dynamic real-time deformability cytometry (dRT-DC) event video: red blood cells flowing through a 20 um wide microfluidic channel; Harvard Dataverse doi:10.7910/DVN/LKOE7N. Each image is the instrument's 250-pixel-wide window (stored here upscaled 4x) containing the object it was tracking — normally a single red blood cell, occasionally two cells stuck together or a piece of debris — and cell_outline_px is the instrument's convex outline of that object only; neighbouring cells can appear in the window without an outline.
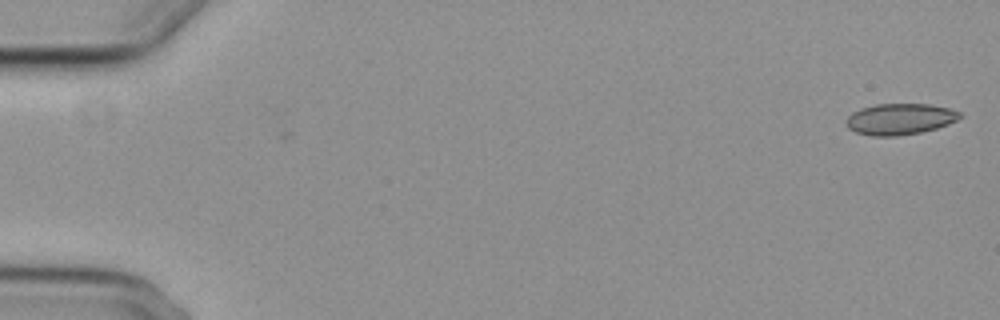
{"species": "common noctule bat (a hibernating species)", "species_latin": "Nyctalus noctula", "temperature_condition": "cold", "stored_images_in_passage": 56, "camera_frame_rate_fps": 3000, "um_per_image_px": 0.085, "animal": {"sex": "female", "body_mass_g": 29.2, "forearm_length_mm": 56.3}, "frame": {"image": 1, "passage_image": 1, "time_ms": 0.0, "image_size_px": [1000, 320], "cell_outline_px": [[964, 116], [948, 124], [936, 128], [920, 132], [896, 136], [872, 136], [856, 132], [848, 128], [848, 116], [852, 112], [860, 108], [876, 104], [928, 104], [948, 108], [960, 112]], "centroid_in_image_um": [76.5, 10.11], "position_along_channel_um": 8.5, "area_um2": 20.52}}
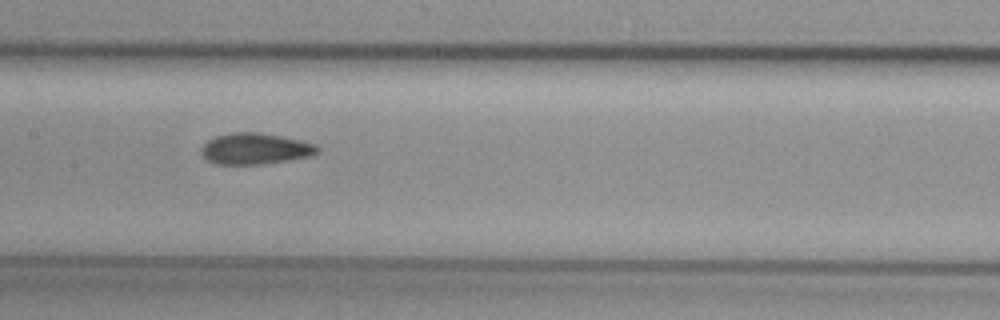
{"frame": {"image": 2, "passage_image": 28, "time_ms": 9.0, "image_size_px": [1000, 320], "cell_outline_px": [[320, 152], [312, 156], [288, 160], [260, 164], [216, 164], [208, 160], [200, 152], [200, 148], [208, 140], [216, 136], [232, 132], [260, 132], [300, 140], [316, 144], [320, 148]], "centroid_in_image_um": [21.71, 12.63], "position_along_channel_um": 185.7, "area_um2": 21.15}}
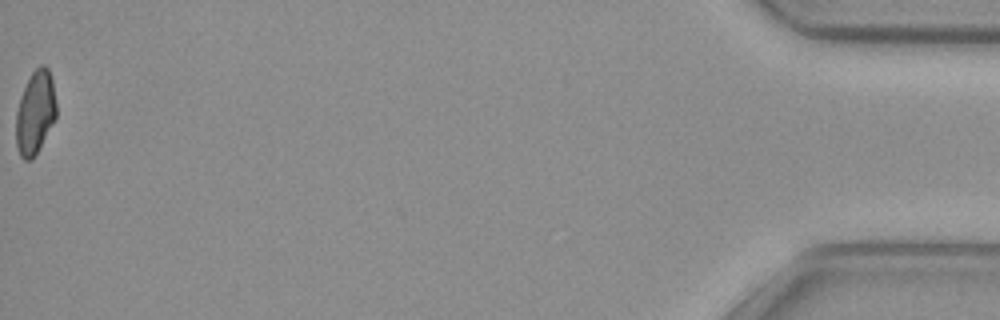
{"frame": {"image": 3, "passage_image": 56, "time_ms": 18.333, "image_size_px": [1000, 320], "cell_outline_px": [[56, 120], [32, 160], [24, 160], [20, 156], [16, 148], [16, 112], [20, 96], [32, 72], [40, 64], [44, 64], [48, 68], [52, 76], [56, 104]], "centroid_in_image_um": [3.0, 9.57], "position_along_channel_um": 432.2, "area_um2": 19.83}, "authors_computed_cell_mechanics": {"area_um2": 20.9525, "velocity_mm_per_s": 3.7264, "shape_relaxation_time_tau1_ms": null, "shape_relaxation_time_tau2_ms": 2.9214, "deformation_change_tau1": null, "deformation_change_tau2": 0.066}}